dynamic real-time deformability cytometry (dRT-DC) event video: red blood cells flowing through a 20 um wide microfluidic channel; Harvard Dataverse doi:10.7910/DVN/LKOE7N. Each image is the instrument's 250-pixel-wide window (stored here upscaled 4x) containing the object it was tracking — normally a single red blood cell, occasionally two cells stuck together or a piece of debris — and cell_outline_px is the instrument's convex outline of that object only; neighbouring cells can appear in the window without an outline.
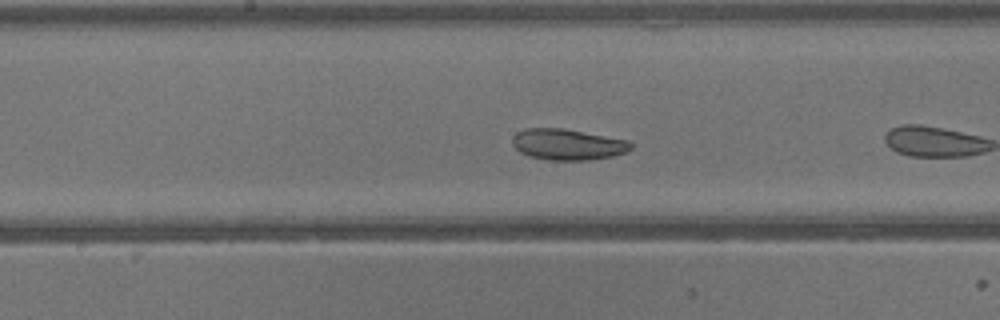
{"species": "common noctule bat (a hibernating species)", "species_latin": "Nyctalus noctula", "temperature_condition": "warm", "stored_images_in_passage": 11, "camera_frame_rate_fps": 3000, "um_per_image_px": 0.085, "animal": {"sex": "male", "body_mass_g": 13.3}, "frame": {"image": 1, "passage_image": 8, "time_ms": 2.333, "image_size_px": [1000, 320], "cell_outline_px": [[632, 148], [624, 152], [612, 156], [588, 160], [552, 160], [528, 156], [520, 152], [512, 144], [512, 136], [516, 132], [528, 128], [564, 128], [628, 140], [632, 144]], "centroid_in_image_um": [48.22, 12.27], "position_along_channel_um": 200.0, "area_um2": 21.39}}